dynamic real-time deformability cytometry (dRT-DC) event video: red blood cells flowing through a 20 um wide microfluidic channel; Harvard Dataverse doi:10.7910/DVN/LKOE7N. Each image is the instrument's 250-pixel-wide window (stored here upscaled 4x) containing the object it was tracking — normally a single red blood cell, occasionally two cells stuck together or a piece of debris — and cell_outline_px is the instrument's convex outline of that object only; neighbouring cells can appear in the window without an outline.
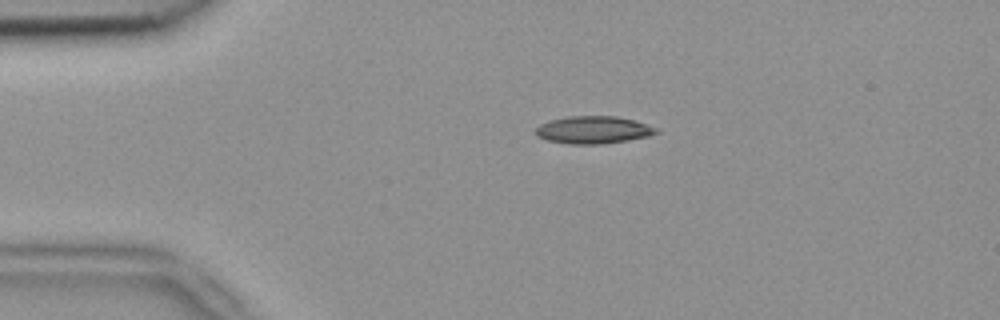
{"species": "common noctule bat (a hibernating species)", "species_latin": "Nyctalus noctula", "temperature_condition": "room temperature", "stored_images_in_passage": 4, "camera_frame_rate_fps": 3000, "um_per_image_px": 0.085, "animal": {"sex": "female", "body_mass_g": 18.4}, "frame": {"image": 1, "passage_image": 2, "time_ms": 0.333, "image_size_px": [1000, 320], "cell_outline_px": [[660, 132], [648, 136], [600, 144], [568, 144], [548, 140], [536, 136], [532, 132], [540, 124], [552, 120], [568, 116], [616, 116], [648, 124], [660, 128]], "centroid_in_image_um": [50.42, 11.04], "position_along_channel_um": 34.6, "area_um2": 19.31}}
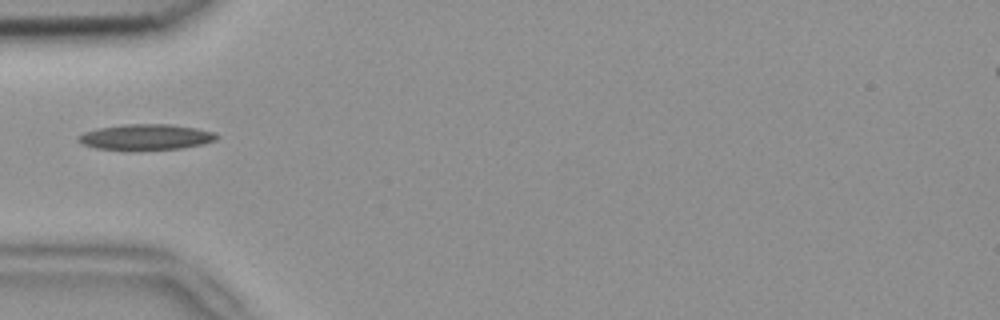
{"frame": {"image": 2, "passage_image": 4, "time_ms": 1.0, "image_size_px": [1000, 320], "cell_outline_px": [[220, 136], [216, 140], [204, 144], [180, 148], [96, 148], [84, 144], [76, 140], [76, 136], [84, 132], [96, 128], [124, 124], [168, 124], [196, 128], [216, 132]], "centroid_in_image_um": [12.43, 11.61], "position_along_channel_um": 72.6, "area_um2": 20.23}}